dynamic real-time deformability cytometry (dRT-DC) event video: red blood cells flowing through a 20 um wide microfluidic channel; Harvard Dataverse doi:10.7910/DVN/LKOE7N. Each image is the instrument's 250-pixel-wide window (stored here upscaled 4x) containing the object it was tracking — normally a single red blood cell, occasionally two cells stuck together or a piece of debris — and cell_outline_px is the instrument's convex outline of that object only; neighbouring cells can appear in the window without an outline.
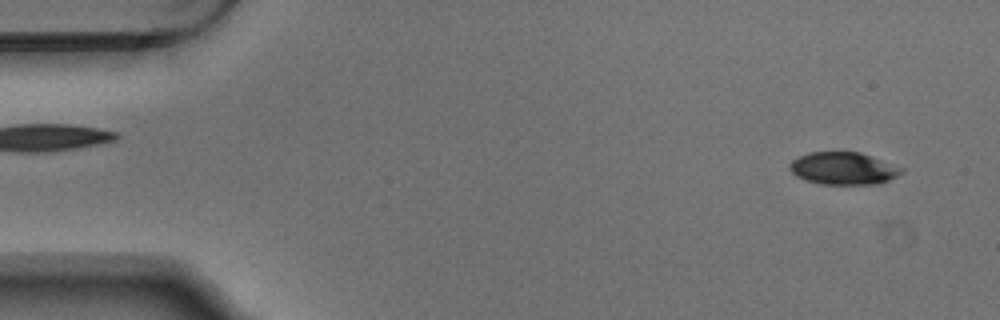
{"species": "Egyptian fruit bat (a non-hibernating species)", "species_latin": "Rousettus aegyptiacus", "temperature_condition": "warm", "stored_images_in_passage": 5, "camera_frame_rate_fps": 3000, "um_per_image_px": 0.085, "animal": {"sex": "male"}, "frame": {"image": 1, "passage_image": 5, "time_ms": 1.333, "image_size_px": [1000, 320], "cell_outline_px": [[904, 172], [880, 184], [820, 184], [796, 176], [788, 168], [788, 164], [792, 160], [808, 152], [860, 152], [904, 168]], "centroid_in_image_um": [71.68, 14.31], "position_along_channel_um": 13.3, "area_um2": 21.1}}